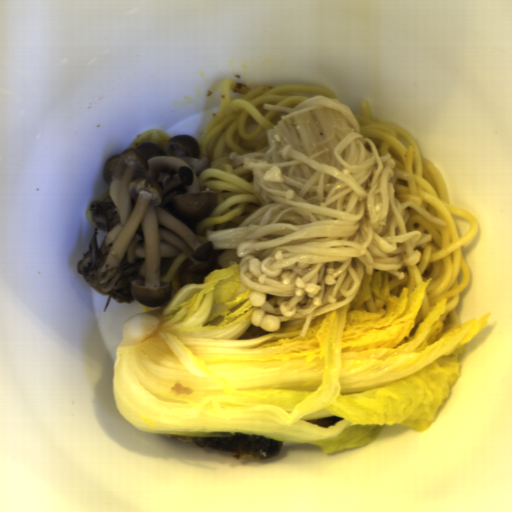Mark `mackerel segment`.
I'll list each match as a JSON object with an SVG mask.
<instances>
[{"label": "mackerel segment", "instance_id": "mackerel-segment-2", "mask_svg": "<svg viewBox=\"0 0 512 512\" xmlns=\"http://www.w3.org/2000/svg\"><path fill=\"white\" fill-rule=\"evenodd\" d=\"M343 419L344 418L336 415V416H327V417H324L321 419H310V420H305V421L316 424L323 428H328V427H333L334 425H336L339 421H341Z\"/></svg>", "mask_w": 512, "mask_h": 512}, {"label": "mackerel segment", "instance_id": "mackerel-segment-1", "mask_svg": "<svg viewBox=\"0 0 512 512\" xmlns=\"http://www.w3.org/2000/svg\"><path fill=\"white\" fill-rule=\"evenodd\" d=\"M191 442L203 449L232 453L240 459H267L277 457L284 440L261 438L252 433L211 434V435H165Z\"/></svg>", "mask_w": 512, "mask_h": 512}]
</instances>
